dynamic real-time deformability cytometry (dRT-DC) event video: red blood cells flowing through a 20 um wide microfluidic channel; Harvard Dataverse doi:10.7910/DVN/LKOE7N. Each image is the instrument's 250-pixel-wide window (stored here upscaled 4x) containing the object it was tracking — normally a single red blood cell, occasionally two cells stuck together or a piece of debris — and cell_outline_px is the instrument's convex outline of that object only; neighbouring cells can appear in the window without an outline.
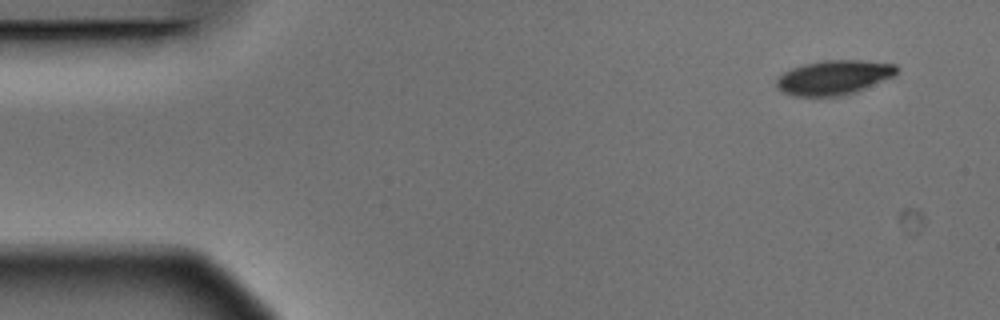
{"species": "Egyptian fruit bat (a non-hibernating species)", "species_latin": "Rousettus aegyptiacus", "temperature_condition": "warm", "stored_images_in_passage": 5, "camera_frame_rate_fps": 3000, "um_per_image_px": 0.085, "animal": {"sex": "male"}, "frame": {"image": 1, "passage_image": 1, "time_ms": 0.0, "image_size_px": [1000, 320], "cell_outline_px": [[900, 68], [896, 76], [856, 92], [840, 96], [792, 96], [776, 88], [776, 80], [784, 72], [792, 68], [804, 64], [824, 60], [864, 60], [896, 64]], "centroid_in_image_um": [70.93, 6.58], "position_along_channel_um": 14.1, "area_um2": 24.45}}
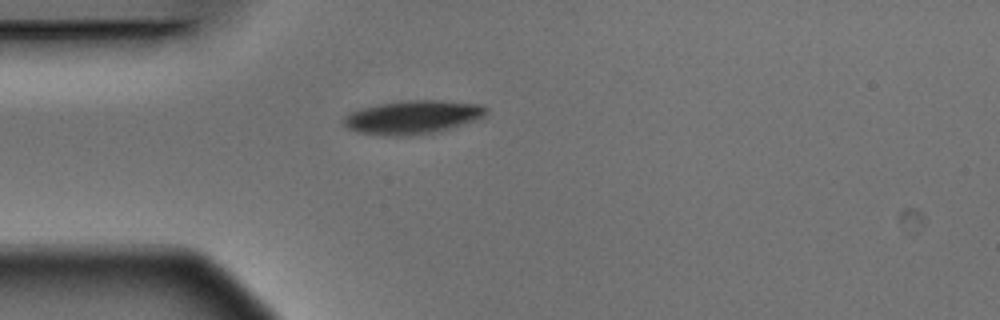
{"frame": {"image": 2, "passage_image": 4, "time_ms": 1.0, "image_size_px": [1000, 320], "cell_outline_px": [[488, 108], [484, 116], [436, 132], [408, 136], [392, 136], [360, 132], [348, 128], [344, 124], [344, 116], [352, 112], [364, 108], [380, 104], [408, 100], [440, 100], [480, 104]], "centroid_in_image_um": [35.08, 9.95], "position_along_channel_um": 49.9, "area_um2": 27.22}}